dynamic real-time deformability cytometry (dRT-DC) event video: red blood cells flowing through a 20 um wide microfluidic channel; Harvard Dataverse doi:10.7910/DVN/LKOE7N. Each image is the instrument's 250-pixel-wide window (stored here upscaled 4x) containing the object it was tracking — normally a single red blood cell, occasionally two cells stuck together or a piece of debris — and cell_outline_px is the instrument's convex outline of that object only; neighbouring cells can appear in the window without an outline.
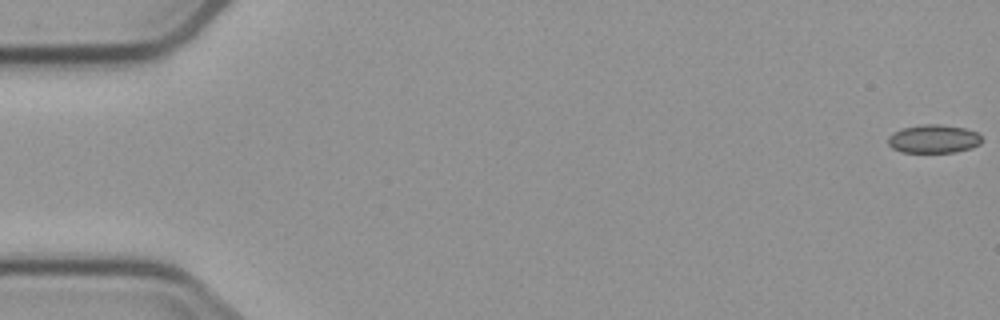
{"species": "common noctule bat (a hibernating species)", "species_latin": "Nyctalus noctula", "temperature_condition": "cold", "stored_images_in_passage": 5, "camera_frame_rate_fps": 3000, "um_per_image_px": 0.085, "animal": {"sex": "male", "body_mass_g": 23.1, "forearm_length_mm": 52.7}, "frame": {"image": 1, "passage_image": 1, "time_ms": 0.0, "image_size_px": [1000, 320], "cell_outline_px": [[980, 144], [972, 148], [956, 152], [900, 152], [892, 148], [888, 144], [888, 136], [900, 128], [920, 124], [940, 124], [964, 128], [976, 132], [980, 136]], "centroid_in_image_um": [79.32, 11.8], "position_along_channel_um": 5.7, "area_um2": 15.61}}